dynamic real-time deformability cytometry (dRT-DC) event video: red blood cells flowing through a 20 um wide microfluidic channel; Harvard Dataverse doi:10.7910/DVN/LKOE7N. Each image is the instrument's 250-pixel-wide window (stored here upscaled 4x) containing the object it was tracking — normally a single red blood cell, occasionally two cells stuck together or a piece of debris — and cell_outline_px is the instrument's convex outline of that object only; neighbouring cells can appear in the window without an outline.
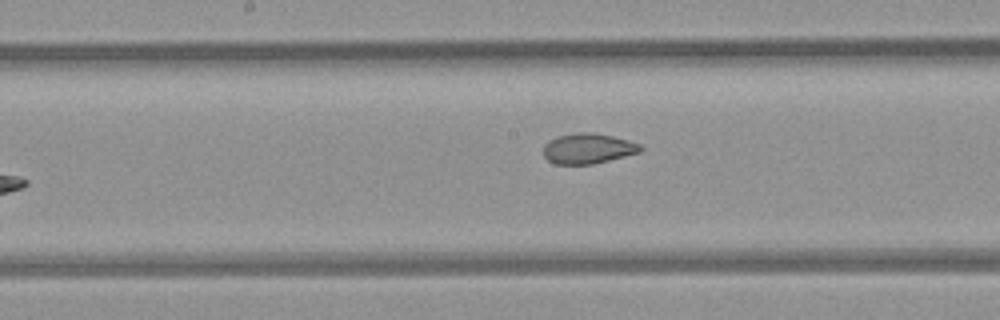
{"species": "common noctule bat (a hibernating species)", "species_latin": "Nyctalus noctula", "temperature_condition": "room temperature", "stored_images_in_passage": 9, "camera_frame_rate_fps": 3000, "um_per_image_px": 0.085, "animal": {"sex": "female", "body_mass_g": 21.9}, "frame": {"image": 1, "passage_image": 9, "time_ms": 2.667, "image_size_px": [1000, 320], "cell_outline_px": [[644, 148], [640, 152], [592, 164], [556, 164], [548, 160], [544, 156], [544, 144], [548, 140], [556, 136], [580, 132], [596, 132], [628, 140], [640, 144]], "centroid_in_image_um": [49.97, 12.61], "position_along_channel_um": 198.2, "area_um2": 17.17}}